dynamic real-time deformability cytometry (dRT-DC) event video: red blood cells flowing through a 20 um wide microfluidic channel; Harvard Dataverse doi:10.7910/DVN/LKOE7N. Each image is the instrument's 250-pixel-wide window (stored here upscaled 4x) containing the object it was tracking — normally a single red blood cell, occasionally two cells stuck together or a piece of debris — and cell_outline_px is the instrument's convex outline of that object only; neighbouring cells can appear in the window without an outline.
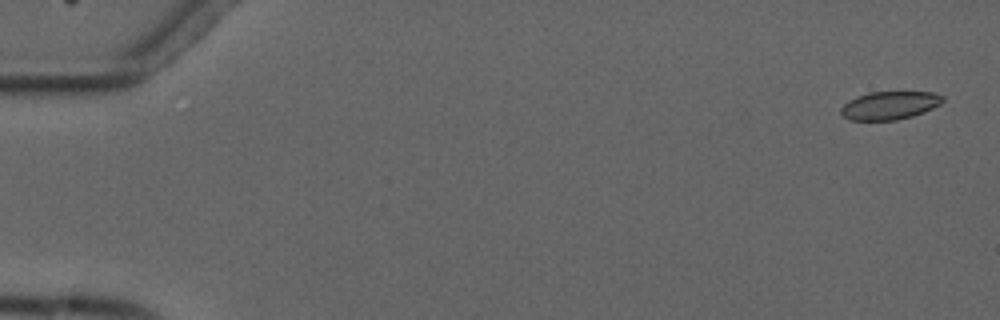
{"species": "common noctule bat (a hibernating species)", "species_latin": "Nyctalus noctula", "temperature_condition": "cold", "stored_images_in_passage": 3, "camera_frame_rate_fps": 3000, "um_per_image_px": 0.085, "animal": {"sex": "male", "forearm_length_mm": 52.5}, "frame": {"image": 1, "passage_image": 1, "time_ms": 0.0, "image_size_px": [1000, 320], "cell_outline_px": [[944, 100], [940, 104], [924, 112], [912, 116], [896, 120], [852, 120], [844, 116], [840, 112], [840, 108], [848, 100], [856, 96], [868, 92], [932, 92], [944, 96]], "centroid_in_image_um": [75.61, 8.95], "position_along_channel_um": 9.4, "area_um2": 16.7}}